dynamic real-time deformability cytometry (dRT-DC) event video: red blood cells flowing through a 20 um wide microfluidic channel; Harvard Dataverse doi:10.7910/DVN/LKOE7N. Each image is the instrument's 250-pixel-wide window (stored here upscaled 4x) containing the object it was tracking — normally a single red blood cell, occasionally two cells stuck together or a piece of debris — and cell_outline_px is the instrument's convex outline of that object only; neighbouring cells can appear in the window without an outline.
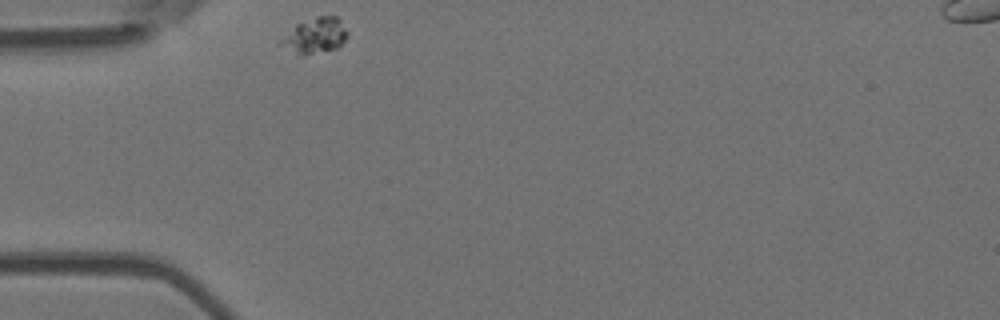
{"species": "Egyptian fruit bat (a non-hibernating species)", "species_latin": "Rousettus aegyptiacus", "temperature_condition": "room temperature", "stored_images_in_passage": 34, "camera_frame_rate_fps": 3000, "um_per_image_px": 0.085, "animal": {"sex": "female"}, "frame": {"image": 1, "passage_image": 1, "time_ms": 0.0, "image_size_px": [1000, 320], "cell_outline_px": [[348, 36], [336, 48], [304, 56], [300, 56], [276, 44], [296, 24], [316, 16], [336, 16], [340, 20], [348, 32]], "centroid_in_image_um": [26.75, 3.05], "position_along_channel_um": 58.3, "area_um2": 13.81}}
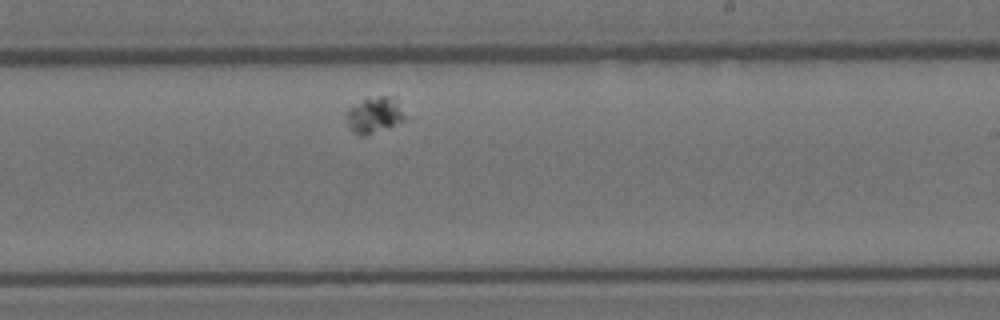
{"frame": {"image": 2, "passage_image": 20, "time_ms": 6.333, "image_size_px": [1000, 320], "cell_outline_px": [[404, 120], [388, 128], [364, 136], [360, 136], [352, 132], [348, 124], [348, 108], [364, 100], [380, 96], [396, 96], [404, 116]], "centroid_in_image_um": [31.84, 9.79], "position_along_channel_um": 257.2, "area_um2": 12.02}}
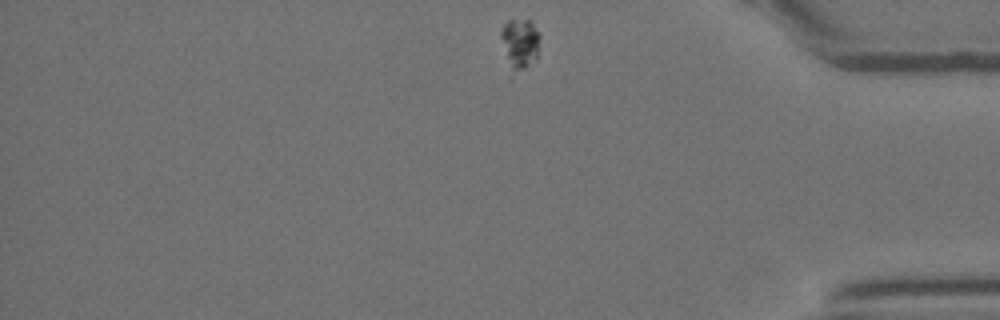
{"frame": {"image": 3, "passage_image": 34, "time_ms": 11.0, "image_size_px": [1000, 320], "cell_outline_px": [[540, 36], [536, 60], [512, 80], [500, 36], [500, 32], [504, 24], [508, 20], [532, 20]], "centroid_in_image_um": [44.18, 3.8], "position_along_channel_um": 391.0, "area_um2": 12.02}}